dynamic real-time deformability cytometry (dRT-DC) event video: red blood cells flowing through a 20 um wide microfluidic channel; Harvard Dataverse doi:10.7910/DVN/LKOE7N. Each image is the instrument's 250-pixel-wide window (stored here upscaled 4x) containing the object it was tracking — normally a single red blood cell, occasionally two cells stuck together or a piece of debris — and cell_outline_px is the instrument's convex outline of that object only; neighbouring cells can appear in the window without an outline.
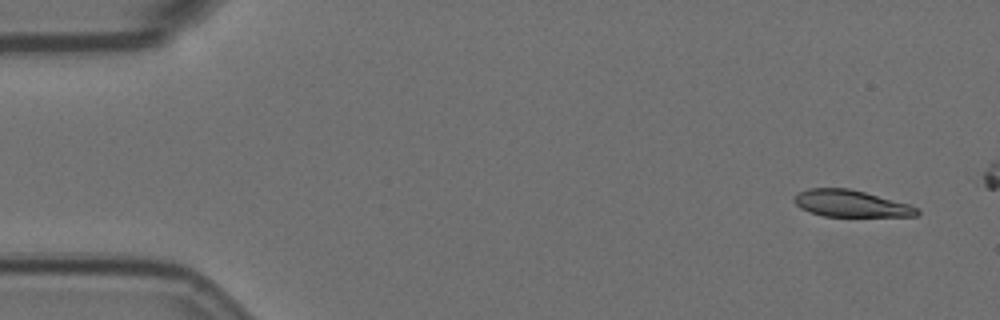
{"species": "Egyptian fruit bat (a non-hibernating species)", "species_latin": "Rousettus aegyptiacus", "temperature_condition": "room temperature", "stored_images_in_passage": 7, "segment_of_instrument_passage": [1, 2], "camera_frame_rate_fps": 3000, "um_per_image_px": 0.085, "animal": {"sex": "female"}, "frame": {"image": 1, "passage_image": 1, "time_ms": 0.0, "image_size_px": [1000, 320], "cell_outline_px": [[920, 212], [916, 216], [824, 216], [808, 212], [800, 208], [792, 200], [800, 192], [808, 188], [848, 188], [864, 192], [908, 204], [916, 208]], "centroid_in_image_um": [72.28, 17.3], "position_along_channel_um": 12.7, "area_um2": 18.9}}
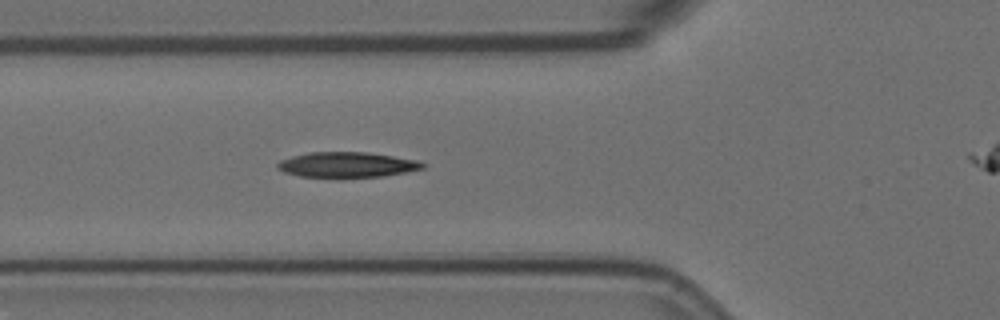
{"frame": {"image": 2, "passage_image": 6, "time_ms": 1.667, "image_size_px": [1000, 320], "cell_outline_px": [[428, 164], [424, 168], [404, 172], [380, 176], [336, 180], [300, 176], [284, 172], [276, 168], [276, 164], [280, 160], [292, 156], [308, 152], [368, 152], [420, 160]], "centroid_in_image_um": [29.48, 14.03], "position_along_channel_um": 96.3, "area_um2": 22.31}}